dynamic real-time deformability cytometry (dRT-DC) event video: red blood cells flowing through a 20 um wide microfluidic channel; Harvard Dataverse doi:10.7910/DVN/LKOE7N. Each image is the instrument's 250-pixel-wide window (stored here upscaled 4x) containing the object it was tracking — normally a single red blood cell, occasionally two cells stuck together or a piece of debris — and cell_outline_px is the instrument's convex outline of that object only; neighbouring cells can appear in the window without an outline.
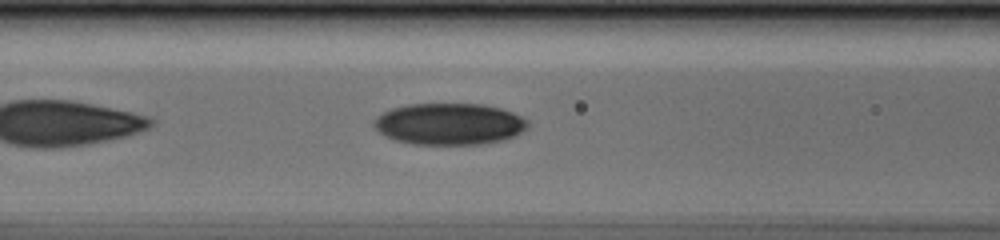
{"species": "human", "species_latin": "Homo sapiens", "temperature_condition": "cold", "stored_images_in_passage": 36, "camera_frame_rate_fps": 3000, "um_per_image_px": 0.085, "donor": {"sex": "male"}, "frame": {"image": 1, "passage_image": 7, "time_ms": 2.0, "image_size_px": [1000, 240], "cell_outline_px": [[528, 128], [504, 140], [480, 144], [412, 144], [392, 140], [384, 136], [372, 124], [372, 120], [376, 116], [392, 108], [408, 104], [484, 104], [500, 108], [512, 112], [528, 120]], "centroid_in_image_um": [38.15, 10.54], "position_along_channel_um": 128.4, "area_um2": 37.45}}
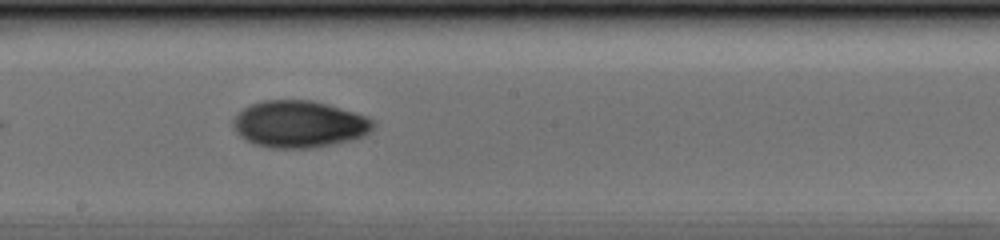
{"frame": {"image": 2, "passage_image": 14, "time_ms": 4.333, "image_size_px": [1000, 240], "cell_outline_px": [[376, 124], [364, 136], [332, 144], [312, 148], [272, 148], [256, 144], [244, 140], [236, 132], [232, 124], [232, 120], [236, 112], [252, 104], [264, 100], [312, 100], [328, 104], [368, 116]], "centroid_in_image_um": [25.4, 10.54], "position_along_channel_um": 222.8, "area_um2": 38.38}}
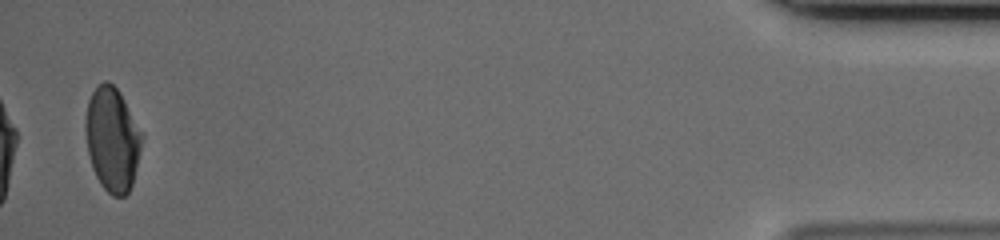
{"frame": {"image": 3, "passage_image": 35, "time_ms": 11.333, "image_size_px": [1000, 240], "cell_outline_px": [[144, 136], [132, 184], [128, 192], [124, 196], [112, 196], [100, 184], [92, 168], [88, 152], [84, 128], [84, 124], [88, 100], [96, 84], [104, 80], [108, 80], [120, 92], [144, 132]], "centroid_in_image_um": [9.55, 11.79], "position_along_channel_um": 425.7, "area_um2": 34.74}}